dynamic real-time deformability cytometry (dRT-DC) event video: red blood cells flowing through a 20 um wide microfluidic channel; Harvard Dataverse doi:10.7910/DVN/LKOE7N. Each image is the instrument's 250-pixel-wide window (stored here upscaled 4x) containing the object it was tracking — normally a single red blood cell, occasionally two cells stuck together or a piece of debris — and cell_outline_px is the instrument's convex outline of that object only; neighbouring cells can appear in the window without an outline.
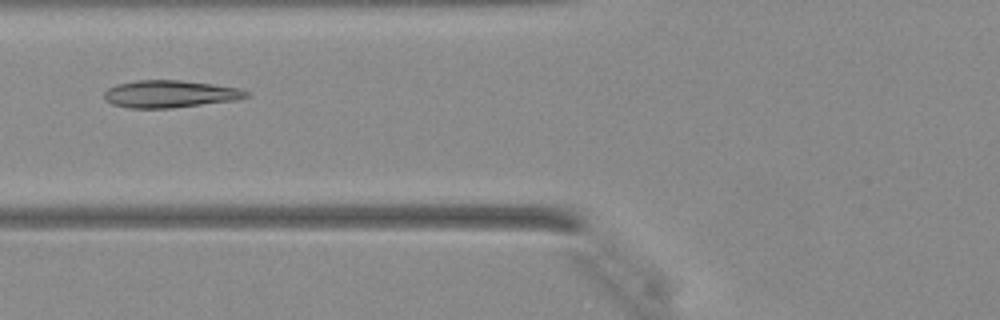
{"species": "Egyptian fruit bat (a non-hibernating species)", "species_latin": "Rousettus aegyptiacus", "temperature_condition": "warm", "stored_images_in_passage": 34, "camera_frame_rate_fps": 3000, "um_per_image_px": 0.085, "animal": {"sex": "female"}, "frame": {"image": 1, "passage_image": 9, "time_ms": 2.667, "image_size_px": [1000, 320], "cell_outline_px": [[252, 96], [236, 100], [172, 108], [128, 108], [112, 104], [104, 96], [104, 92], [108, 88], [116, 84], [136, 80], [180, 80], [244, 88]], "centroid_in_image_um": [14.5, 7.98], "position_along_channel_um": 111.3, "area_um2": 22.77}}
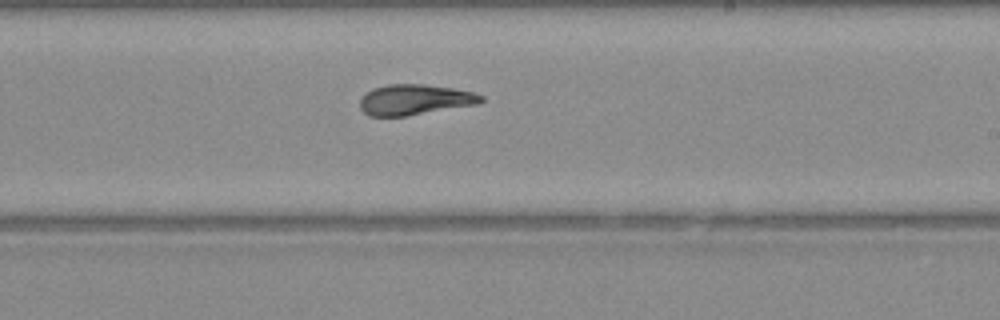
{"frame": {"image": 2, "passage_image": 18, "time_ms": 5.667, "image_size_px": [1000, 320], "cell_outline_px": [[484, 100], [480, 104], [404, 116], [368, 116], [360, 108], [360, 100], [372, 88], [388, 84], [424, 84], [452, 88], [472, 92], [484, 96]], "centroid_in_image_um": [35.27, 8.47], "position_along_channel_um": 253.7, "area_um2": 21.5}}
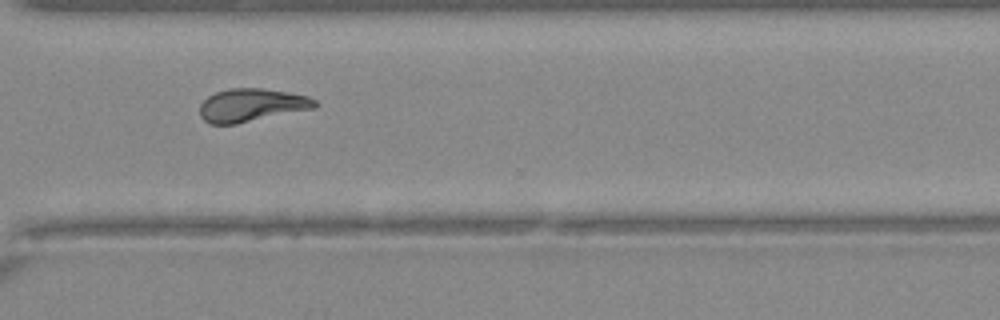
{"frame": {"image": 3, "passage_image": 24, "time_ms": 7.667, "image_size_px": [1000, 320], "cell_outline_px": [[320, 104], [316, 108], [236, 124], [212, 124], [204, 120], [200, 116], [200, 104], [208, 96], [216, 92], [228, 88], [260, 88], [288, 92], [308, 96], [316, 100]], "centroid_in_image_um": [21.41, 8.93], "position_along_channel_um": 349.2, "area_um2": 22.31}}